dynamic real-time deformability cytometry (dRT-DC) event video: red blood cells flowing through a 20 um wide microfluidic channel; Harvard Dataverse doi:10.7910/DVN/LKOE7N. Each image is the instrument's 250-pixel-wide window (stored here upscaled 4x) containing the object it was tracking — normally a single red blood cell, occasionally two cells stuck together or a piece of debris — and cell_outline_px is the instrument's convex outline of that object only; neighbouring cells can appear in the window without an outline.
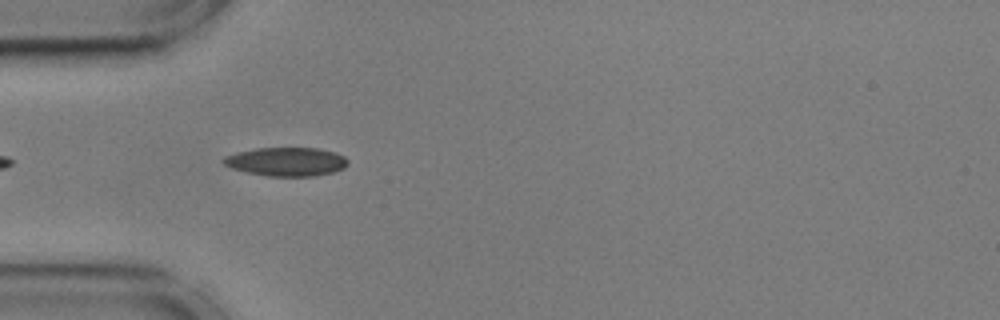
{"species": "common noctule bat (a hibernating species)", "species_latin": "Nyctalus noctula", "temperature_condition": "cold", "stored_images_in_passage": 28, "camera_frame_rate_fps": 3000, "um_per_image_px": 0.085, "animal": {"sex": "male", "body_mass_g": 17.9, "forearm_length_mm": 54.2}, "frame": {"image": 1, "passage_image": 5, "time_ms": 1.333, "image_size_px": [1000, 320], "cell_outline_px": [[348, 164], [344, 168], [332, 172], [316, 176], [268, 176], [248, 172], [232, 168], [224, 164], [220, 160], [224, 156], [236, 152], [256, 148], [316, 148], [336, 152], [344, 156], [348, 160]], "centroid_in_image_um": [24.34, 13.74], "position_along_channel_um": 60.7, "area_um2": 20.87}}